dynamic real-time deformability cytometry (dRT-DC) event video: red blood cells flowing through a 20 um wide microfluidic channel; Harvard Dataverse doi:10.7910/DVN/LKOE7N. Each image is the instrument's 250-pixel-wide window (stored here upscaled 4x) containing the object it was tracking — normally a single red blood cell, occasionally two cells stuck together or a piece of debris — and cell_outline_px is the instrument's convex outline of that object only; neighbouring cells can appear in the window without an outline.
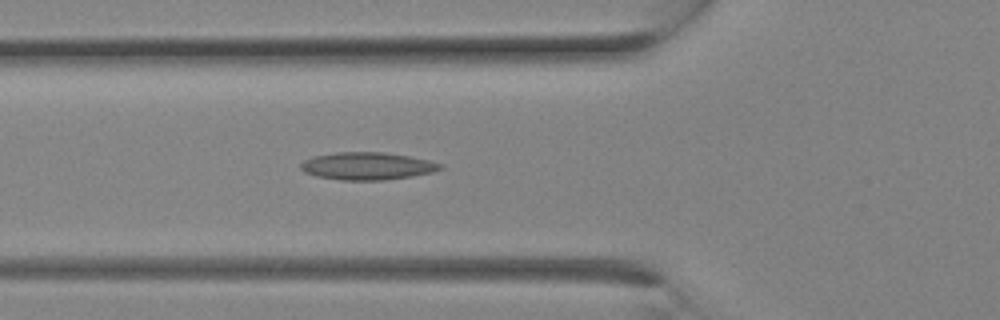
{"species": "Egyptian fruit bat (a non-hibernating species)", "species_latin": "Rousettus aegyptiacus", "temperature_condition": "room temperature", "stored_images_in_passage": 7, "camera_frame_rate_fps": 3000, "um_per_image_px": 0.085, "animal": {"sex": "female"}, "frame": {"image": 1, "passage_image": 7, "time_ms": 2.0, "image_size_px": [1000, 320], "cell_outline_px": [[444, 168], [432, 172], [412, 176], [384, 180], [340, 180], [316, 176], [304, 172], [300, 168], [300, 164], [304, 160], [312, 156], [336, 152], [384, 152], [408, 156], [428, 160], [444, 164]], "centroid_in_image_um": [31.21, 14.11], "position_along_channel_um": 94.6, "area_um2": 22.48}}